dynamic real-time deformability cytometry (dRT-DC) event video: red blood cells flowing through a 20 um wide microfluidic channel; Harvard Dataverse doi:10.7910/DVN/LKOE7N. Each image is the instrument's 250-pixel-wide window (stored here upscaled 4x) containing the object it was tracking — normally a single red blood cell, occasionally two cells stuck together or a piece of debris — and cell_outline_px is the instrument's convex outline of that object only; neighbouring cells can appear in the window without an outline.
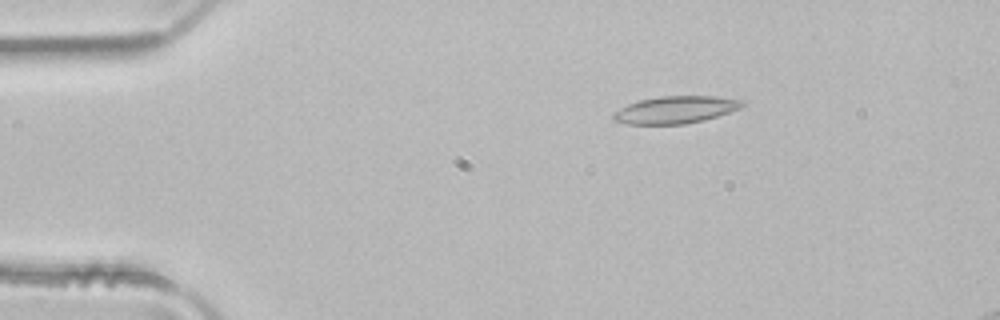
{"species": "common noctule bat (a hibernating species)", "species_latin": "Nyctalus noctula", "temperature_condition": "room temperature", "stored_images_in_passage": 4, "segment_of_instrument_passage": [1, 2], "camera_frame_rate_fps": 3000, "um_per_image_px": 0.085, "animal": {"sex": "male", "body_mass_g": 21.5, "forearm_length_mm": 52.0}, "frame": {"image": 1, "passage_image": 2, "time_ms": 0.333, "image_size_px": [1000, 320], "cell_outline_px": [[744, 104], [740, 108], [704, 120], [684, 124], [628, 124], [612, 120], [612, 112], [628, 104], [640, 100], [660, 96], [716, 96], [744, 100]], "centroid_in_image_um": [57.39, 9.33], "position_along_channel_um": 27.6, "area_um2": 20.46}}